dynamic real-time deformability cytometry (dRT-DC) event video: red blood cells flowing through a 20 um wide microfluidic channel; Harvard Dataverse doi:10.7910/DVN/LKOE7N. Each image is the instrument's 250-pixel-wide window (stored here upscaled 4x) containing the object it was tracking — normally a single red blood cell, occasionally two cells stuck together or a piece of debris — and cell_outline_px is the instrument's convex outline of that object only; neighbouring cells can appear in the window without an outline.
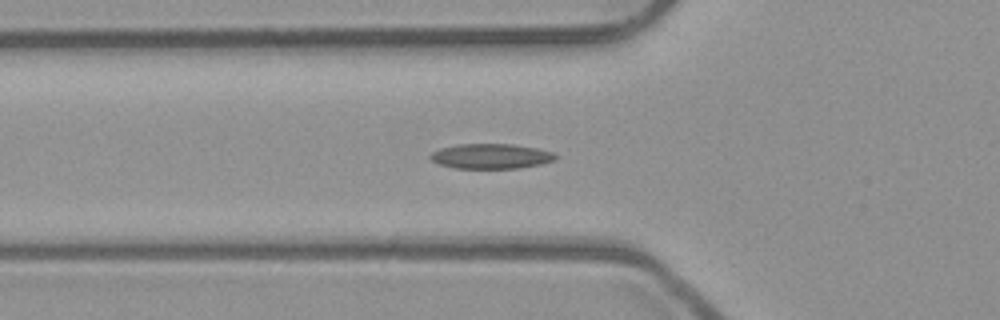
{"species": "common noctule bat (a hibernating species)", "species_latin": "Nyctalus noctula", "temperature_condition": "room temperature", "stored_images_in_passage": 33, "camera_frame_rate_fps": 3000, "um_per_image_px": 0.085, "animal": {"sex": "male", "body_mass_g": 23.1, "forearm_length_mm": 52.7}, "frame": {"image": 1, "passage_image": 2, "time_ms": 0.333, "image_size_px": [1000, 320], "cell_outline_px": [[560, 156], [556, 160], [540, 164], [520, 168], [456, 168], [440, 164], [432, 160], [428, 156], [432, 152], [440, 148], [456, 144], [512, 144], [536, 148], [552, 152]], "centroid_in_image_um": [41.75, 13.27], "position_along_channel_um": 84.0, "area_um2": 18.26}}
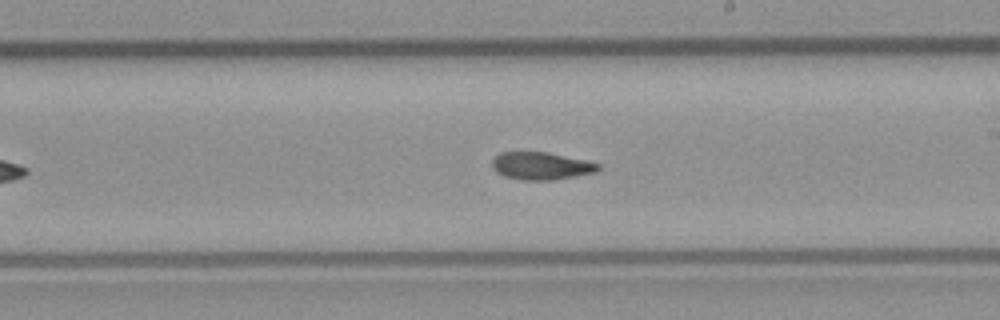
{"frame": {"image": 2, "passage_image": 14, "time_ms": 4.333, "image_size_px": [1000, 320], "cell_outline_px": [[600, 168], [596, 172], [552, 180], [520, 180], [504, 176], [496, 172], [492, 168], [492, 160], [500, 152], [548, 152], [584, 160], [600, 164]], "centroid_in_image_um": [45.96, 14.1], "position_along_channel_um": 243.0, "area_um2": 16.99}}
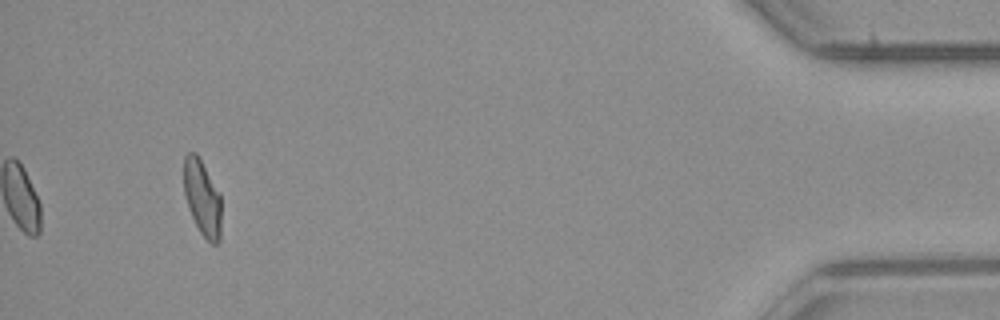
{"frame": {"image": 3, "passage_image": 33, "time_ms": 10.667, "image_size_px": [1000, 320], "cell_outline_px": [[220, 240], [216, 244], [212, 244], [200, 232], [188, 208], [184, 192], [184, 156], [188, 152], [196, 152], [220, 192]], "centroid_in_image_um": [17.19, 16.79], "position_along_channel_um": 418.0, "area_um2": 16.47}, "authors_computed_cell_mechanics": {"area_um2": 17.2822, "velocity_mm_per_s": 3.9447, "shape_relaxation_time_tau1_ms": null, "shape_relaxation_time_tau2_ms": 4.0525, "deformation_change_tau1": null, "deformation_change_tau2": 0.1028}}